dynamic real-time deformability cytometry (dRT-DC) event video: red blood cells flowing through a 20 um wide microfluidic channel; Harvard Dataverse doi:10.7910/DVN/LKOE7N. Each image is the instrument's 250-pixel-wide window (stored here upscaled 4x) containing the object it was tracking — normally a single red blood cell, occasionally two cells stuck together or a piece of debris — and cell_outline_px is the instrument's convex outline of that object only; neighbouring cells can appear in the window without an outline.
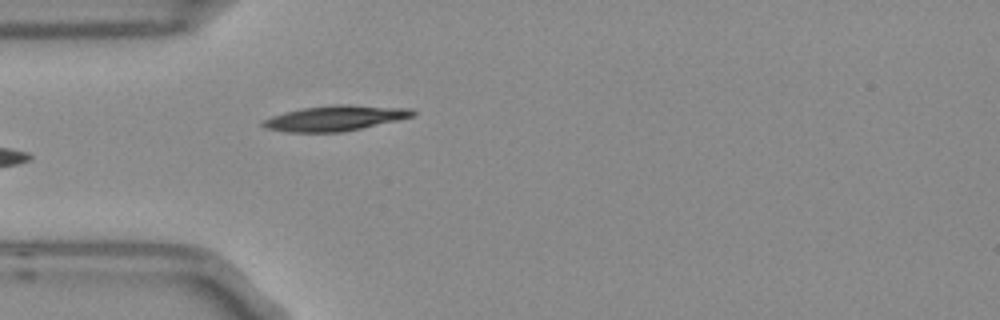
{"species": "Egyptian fruit bat (a non-hibernating species)", "species_latin": "Rousettus aegyptiacus", "temperature_condition": "room temperature", "stored_images_in_passage": 6, "camera_frame_rate_fps": 3000, "um_per_image_px": 0.085, "frame": {"image": 1, "passage_image": 6, "time_ms": 1.667, "image_size_px": [1000, 320], "cell_outline_px": [[416, 116], [360, 128], [340, 132], [284, 132], [264, 128], [260, 124], [264, 120], [272, 116], [284, 112], [300, 108], [332, 104], [348, 104], [412, 108], [416, 112]], "centroid_in_image_um": [28.48, 10.03], "position_along_channel_um": 56.5, "area_um2": 22.31}}